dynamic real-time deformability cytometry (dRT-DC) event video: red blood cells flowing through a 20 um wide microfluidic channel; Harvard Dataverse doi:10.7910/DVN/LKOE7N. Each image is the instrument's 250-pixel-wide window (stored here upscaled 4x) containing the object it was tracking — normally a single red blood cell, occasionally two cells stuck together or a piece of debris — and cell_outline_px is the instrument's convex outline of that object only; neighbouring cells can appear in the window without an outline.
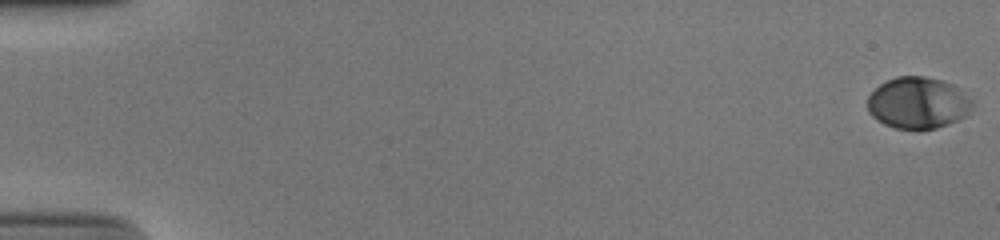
{"species": "human", "species_latin": "Homo sapiens", "temperature_condition": "cold", "stored_images_in_passage": 54, "camera_frame_rate_fps": 3000, "um_per_image_px": 0.085, "donor": {"sex": "male"}, "frame": {"image": 1, "passage_image": 1, "time_ms": 0.0, "image_size_px": [1000, 240], "cell_outline_px": [[976, 104], [964, 116], [948, 124], [936, 128], [920, 132], [916, 132], [896, 128], [884, 124], [876, 120], [868, 112], [868, 96], [880, 84], [896, 76], [924, 76], [940, 80], [952, 84], [972, 100]], "centroid_in_image_um": [78.01, 8.78], "position_along_channel_um": 7.0, "area_um2": 31.85}}
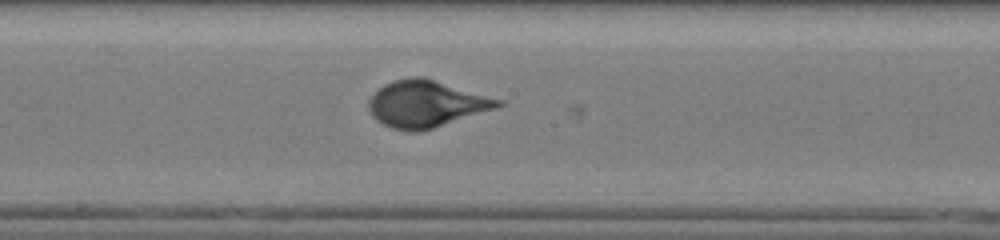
{"frame": {"image": 2, "passage_image": 31, "time_ms": 10.0, "image_size_px": [1000, 240], "cell_outline_px": [[504, 104], [496, 108], [420, 132], [408, 132], [392, 128], [376, 120], [372, 116], [368, 108], [368, 100], [384, 84], [396, 80], [412, 76], [424, 76], [504, 100]], "centroid_in_image_um": [36.23, 8.82], "position_along_channel_um": 212.0, "area_um2": 35.26}}
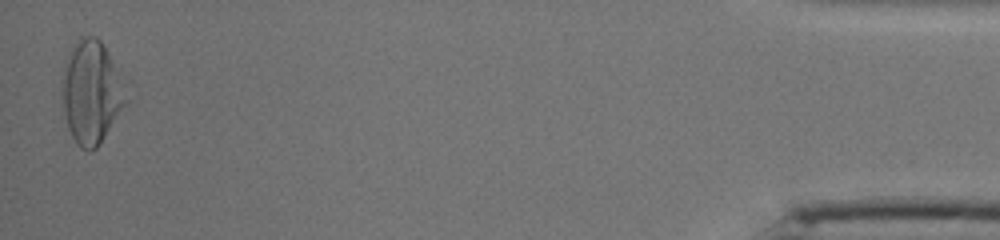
{"frame": {"image": 3, "passage_image": 54, "time_ms": 17.667, "image_size_px": [1000, 240], "cell_outline_px": [[132, 100], [96, 148], [88, 152], [80, 148], [76, 144], [68, 128], [64, 112], [60, 80], [68, 56], [72, 48], [80, 36], [96, 36], [100, 40], [132, 80]], "centroid_in_image_um": [7.92, 7.81], "position_along_channel_um": 427.3, "area_um2": 40.92}, "authors_computed_cell_mechanics": {"area_um2": 32.6281, "velocity_mm_per_s": 3.8731, "shape_relaxation_time_tau1_ms": 3.724, "shape_relaxation_time_tau2_ms": null, "deformation_change_tau1": 0.1767, "deformation_change_tau2": null}}